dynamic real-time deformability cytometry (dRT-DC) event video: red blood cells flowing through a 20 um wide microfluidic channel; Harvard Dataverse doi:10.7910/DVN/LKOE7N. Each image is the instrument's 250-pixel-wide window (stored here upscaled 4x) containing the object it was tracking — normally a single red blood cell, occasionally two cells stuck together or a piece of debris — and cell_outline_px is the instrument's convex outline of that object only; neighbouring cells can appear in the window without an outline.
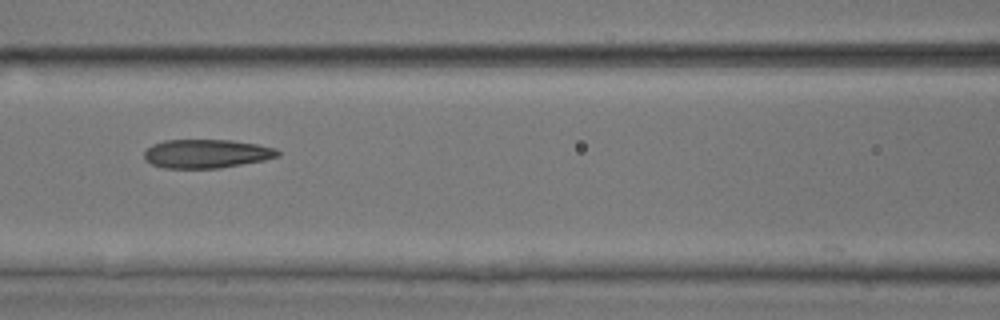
{"species": "common noctule bat (a hibernating species)", "species_latin": "Nyctalus noctula", "temperature_condition": "room temperature", "stored_images_in_passage": 9, "camera_frame_rate_fps": 3000, "um_per_image_px": 0.085, "animal": {"sex": "male", "body_mass_g": 17.9, "forearm_length_mm": 54.2}, "frame": {"image": 1, "passage_image": 6, "time_ms": 5.667, "image_size_px": [1000, 320], "cell_outline_px": [[280, 156], [264, 160], [216, 168], [164, 168], [152, 164], [144, 156], [144, 152], [152, 144], [164, 140], [232, 140], [256, 144], [276, 148], [280, 152]], "centroid_in_image_um": [17.56, 13.05], "position_along_channel_um": 149.0, "area_um2": 22.2}}
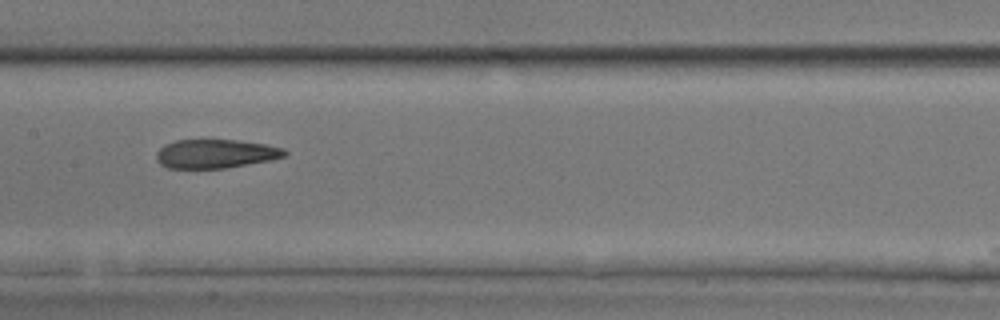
{"frame": {"image": 2, "passage_image": 7, "time_ms": 6.667, "image_size_px": [1000, 320], "cell_outline_px": [[288, 152], [284, 156], [272, 160], [224, 168], [168, 168], [160, 164], [156, 160], [156, 152], [164, 144], [176, 140], [236, 140], [264, 144], [284, 148]], "centroid_in_image_um": [18.3, 13.07], "position_along_channel_um": 189.1, "area_um2": 21.56}}
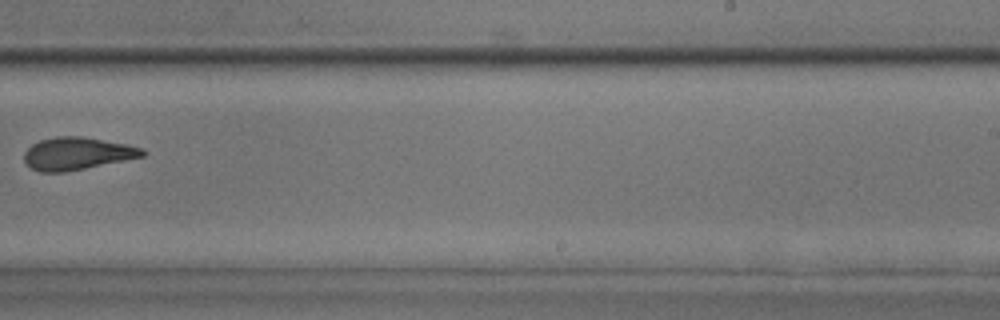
{"frame": {"image": 3, "passage_image": 9, "time_ms": 9.0, "image_size_px": [1000, 320], "cell_outline_px": [[148, 152], [144, 156], [64, 172], [40, 172], [32, 168], [24, 160], [24, 152], [32, 144], [40, 140], [56, 136], [80, 136], [128, 144], [144, 148]], "centroid_in_image_um": [6.57, 13.04], "position_along_channel_um": 282.4, "area_um2": 22.31}}